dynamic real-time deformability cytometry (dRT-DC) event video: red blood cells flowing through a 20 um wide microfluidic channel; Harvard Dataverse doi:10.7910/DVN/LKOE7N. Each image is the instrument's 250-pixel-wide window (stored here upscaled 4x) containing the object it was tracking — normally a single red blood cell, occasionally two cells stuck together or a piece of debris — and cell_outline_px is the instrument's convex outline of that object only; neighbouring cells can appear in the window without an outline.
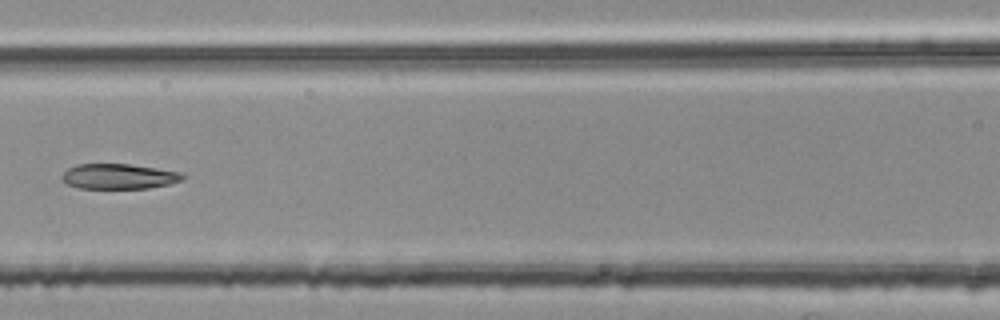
{"species": "common noctule bat (a hibernating species)", "species_latin": "Nyctalus noctula", "temperature_condition": "room temperature", "stored_images_in_passage": 5, "camera_frame_rate_fps": 3000, "um_per_image_px": 0.085, "animal": {"sex": "female", "body_mass_g": 25.1}, "frame": {"image": 1, "passage_image": 5, "time_ms": 1.333, "image_size_px": [1000, 320], "cell_outline_px": [[184, 180], [168, 184], [148, 188], [80, 188], [68, 184], [60, 176], [68, 168], [76, 164], [128, 164], [156, 168], [180, 172], [184, 176]], "centroid_in_image_um": [10.09, 14.99], "position_along_channel_um": 156.5, "area_um2": 17.57}}